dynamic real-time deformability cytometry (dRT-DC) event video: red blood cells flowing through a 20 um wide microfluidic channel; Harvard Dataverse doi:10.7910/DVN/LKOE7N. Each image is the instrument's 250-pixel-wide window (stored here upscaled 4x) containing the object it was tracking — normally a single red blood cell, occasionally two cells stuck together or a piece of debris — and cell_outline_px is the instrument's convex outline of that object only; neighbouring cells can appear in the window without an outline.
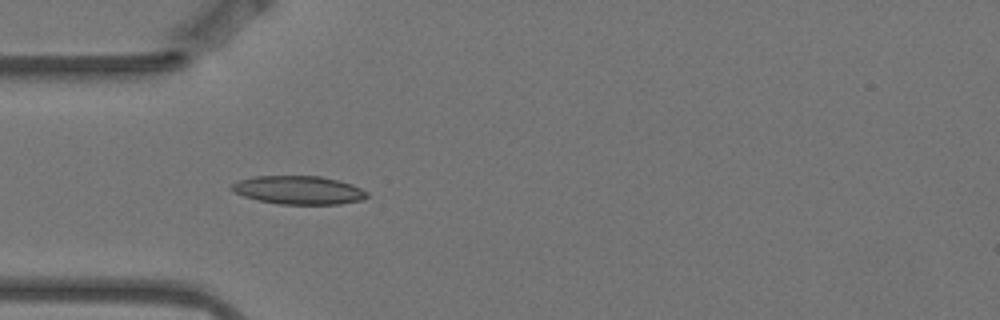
{"species": "Egyptian fruit bat (a non-hibernating species)", "species_latin": "Rousettus aegyptiacus", "temperature_condition": "warm", "stored_images_in_passage": 7, "camera_frame_rate_fps": 3000, "um_per_image_px": 0.085, "animal": {"sex": "female"}, "frame": {"image": 1, "passage_image": 5, "time_ms": 1.333, "image_size_px": [1000, 320], "cell_outline_px": [[368, 196], [364, 200], [340, 204], [280, 204], [256, 200], [232, 192], [228, 188], [236, 180], [252, 176], [320, 176], [340, 180], [352, 184], [368, 192]], "centroid_in_image_um": [25.35, 16.15], "position_along_channel_um": 59.6, "area_um2": 22.77}}
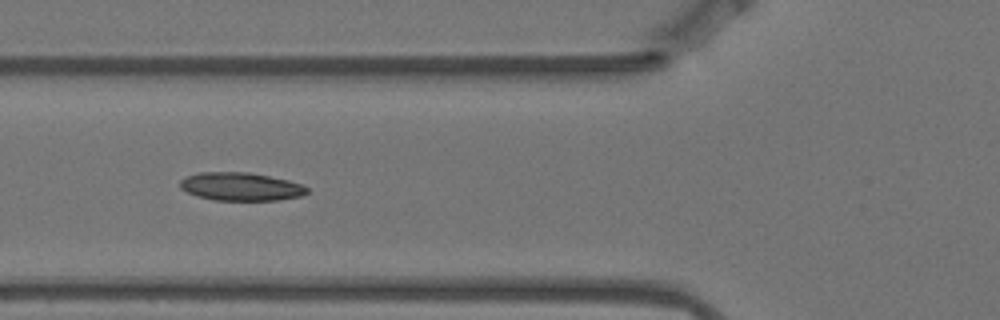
{"frame": {"image": 2, "passage_image": 6, "time_ms": 1.667, "image_size_px": [1000, 320], "cell_outline_px": [[308, 192], [300, 196], [280, 200], [212, 200], [196, 196], [180, 188], [180, 180], [184, 176], [200, 172], [248, 172], [288, 180], [300, 184], [308, 188]], "centroid_in_image_um": [20.43, 15.86], "position_along_channel_um": 105.4, "area_um2": 20.87}}
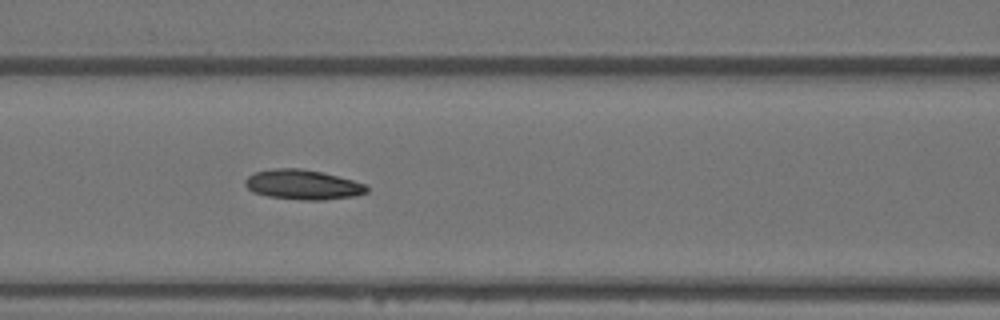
{"frame": {"image": 3, "passage_image": 7, "time_ms": 2.0, "image_size_px": [1000, 320], "cell_outline_px": [[368, 192], [356, 196], [324, 200], [304, 200], [268, 196], [252, 192], [244, 184], [244, 180], [248, 176], [256, 172], [276, 168], [300, 168], [320, 172], [368, 184]], "centroid_in_image_um": [25.76, 15.7], "position_along_channel_um": 140.8, "area_um2": 21.1}}